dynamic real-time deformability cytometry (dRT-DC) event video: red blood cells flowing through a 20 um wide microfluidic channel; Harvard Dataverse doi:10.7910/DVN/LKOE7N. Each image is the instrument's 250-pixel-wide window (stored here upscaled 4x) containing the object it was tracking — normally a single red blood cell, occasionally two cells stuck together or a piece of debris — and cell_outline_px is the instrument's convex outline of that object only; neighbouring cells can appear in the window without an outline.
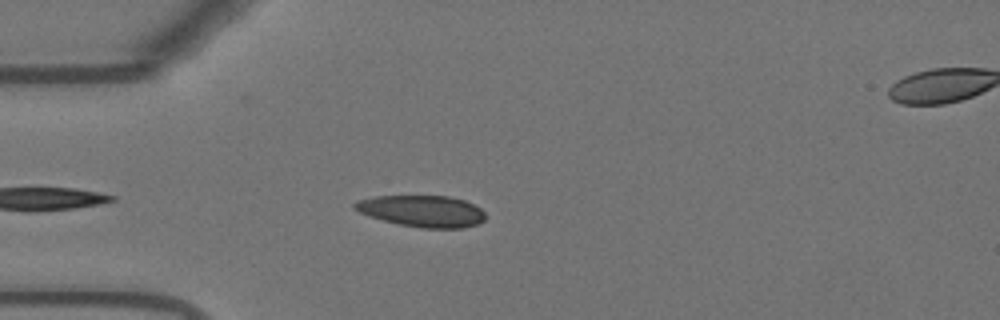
{"species": "Egyptian fruit bat (a non-hibernating species)", "species_latin": "Rousettus aegyptiacus", "temperature_condition": "warm", "stored_images_in_passage": 42, "camera_frame_rate_fps": 3000, "um_per_image_px": 0.085, "animal": {"sex": "female"}, "frame": {"image": 1, "passage_image": 5, "time_ms": 1.333, "image_size_px": [1000, 320], "cell_outline_px": [[484, 220], [476, 224], [464, 228], [420, 228], [400, 224], [384, 220], [360, 212], [352, 208], [352, 204], [356, 200], [376, 196], [448, 196], [464, 200], [480, 208], [484, 212]], "centroid_in_image_um": [35.87, 17.94], "position_along_channel_um": 49.1, "area_um2": 23.87}}
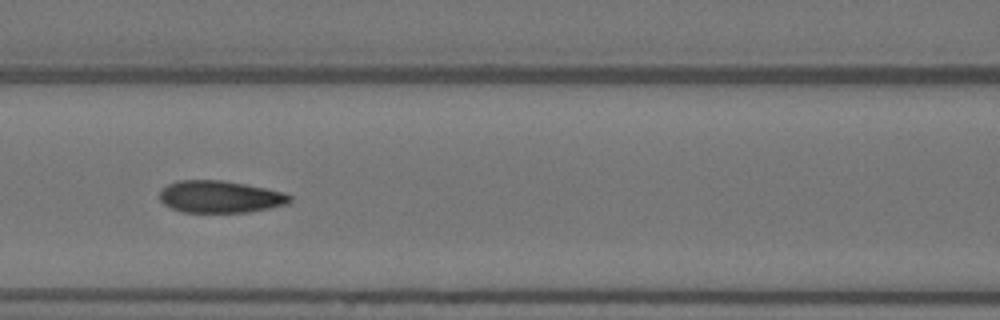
{"frame": {"image": 2, "passage_image": 14, "time_ms": 4.333, "image_size_px": [1000, 320], "cell_outline_px": [[292, 200], [288, 204], [248, 212], [184, 212], [172, 208], [164, 204], [160, 200], [160, 192], [168, 184], [176, 180], [224, 180], [248, 184], [284, 192], [292, 196]], "centroid_in_image_um": [18.74, 16.71], "position_along_channel_um": 147.9, "area_um2": 24.45}}
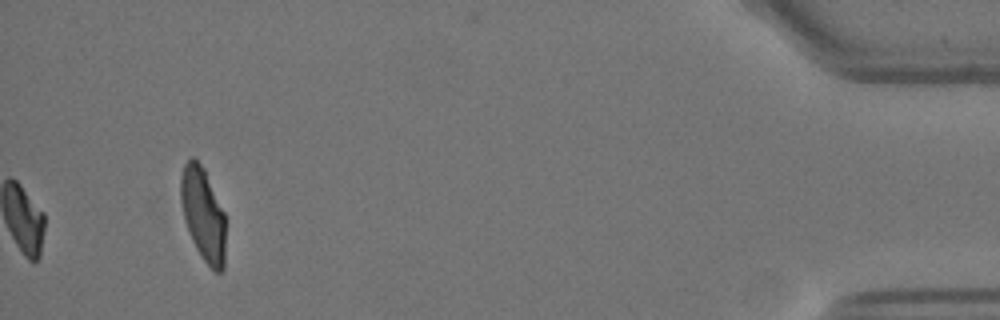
{"frame": {"image": 3, "passage_image": 42, "time_ms": 13.667, "image_size_px": [1000, 320], "cell_outline_px": [[224, 268], [220, 272], [216, 272], [204, 260], [196, 248], [188, 232], [180, 200], [180, 176], [184, 164], [192, 156], [204, 168], [224, 212]], "centroid_in_image_um": [17.24, 18.18], "position_along_channel_um": 418.0, "area_um2": 24.1}, "authors_computed_cell_mechanics": {"area_um2": 19.1029, "velocity_mm_per_s": 3.6917, "shape_relaxation_time_tau1_ms": 2.4064, "shape_relaxation_time_tau2_ms": 2.0009, "deformation_change_tau1": 0.085, "deformation_change_tau2": 0.0918}}